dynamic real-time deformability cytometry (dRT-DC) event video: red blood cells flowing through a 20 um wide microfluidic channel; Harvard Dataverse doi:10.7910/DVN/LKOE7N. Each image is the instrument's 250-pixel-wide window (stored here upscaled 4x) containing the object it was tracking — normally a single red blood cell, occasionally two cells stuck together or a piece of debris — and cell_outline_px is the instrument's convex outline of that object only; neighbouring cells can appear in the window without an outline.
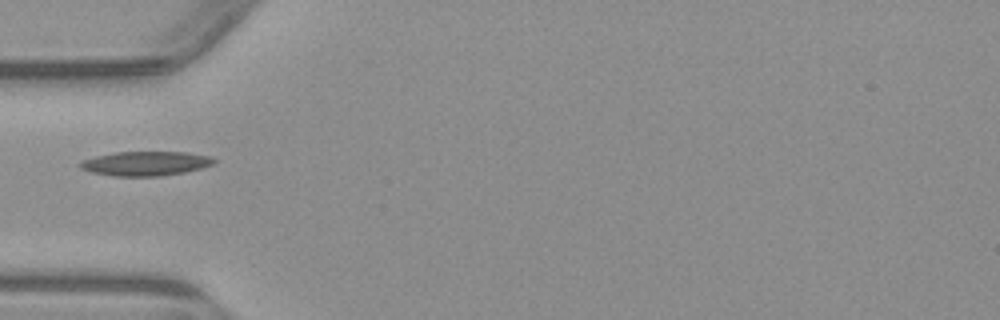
{"species": "common noctule bat (a hibernating species)", "species_latin": "Nyctalus noctula", "temperature_condition": "warm", "stored_images_in_passage": 4, "camera_frame_rate_fps": 3000, "um_per_image_px": 0.085, "animal": {"sex": "male", "body_mass_g": 23.1, "forearm_length_mm": 52.7}, "frame": {"image": 1, "passage_image": 3, "time_ms": 3.333, "image_size_px": [1000, 320], "cell_outline_px": [[216, 160], [212, 164], [200, 168], [184, 172], [160, 176], [112, 176], [92, 172], [80, 168], [76, 164], [84, 160], [96, 156], [116, 152], [184, 152], [212, 156]], "centroid_in_image_um": [12.35, 13.89], "position_along_channel_um": 72.6, "area_um2": 18.9}}
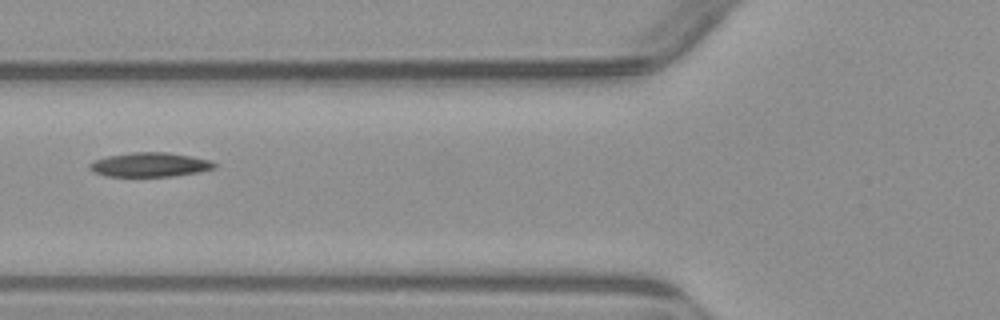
{"frame": {"image": 2, "passage_image": 4, "time_ms": 4.333, "image_size_px": [1000, 320], "cell_outline_px": [[216, 168], [200, 172], [172, 176], [108, 176], [96, 172], [88, 168], [88, 164], [96, 160], [108, 156], [132, 152], [168, 152], [192, 156], [212, 160], [216, 164]], "centroid_in_image_um": [12.8, 13.99], "position_along_channel_um": 113.0, "area_um2": 17.63}}